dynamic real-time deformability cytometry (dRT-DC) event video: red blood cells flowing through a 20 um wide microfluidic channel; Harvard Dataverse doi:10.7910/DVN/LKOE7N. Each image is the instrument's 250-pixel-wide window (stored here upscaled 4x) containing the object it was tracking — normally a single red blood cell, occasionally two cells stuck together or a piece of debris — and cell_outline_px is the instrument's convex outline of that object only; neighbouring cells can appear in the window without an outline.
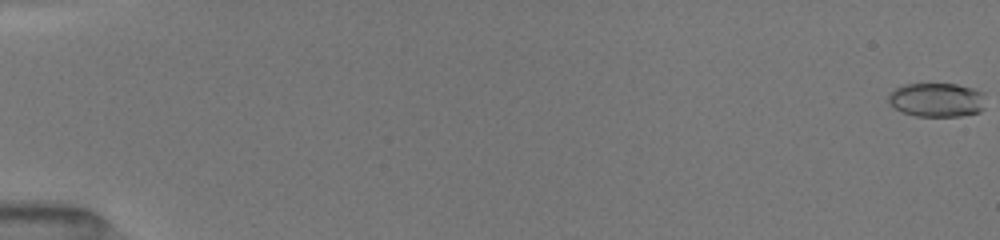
{"species": "common noctule bat (a hibernating species)", "species_latin": "Nyctalus noctula", "temperature_condition": "room temperature", "stored_images_in_passage": 37, "camera_frame_rate_fps": 3000, "um_per_image_px": 0.085, "animal": {"sex": "female", "body_mass_g": 19.5, "forearm_length_mm": 54.1}, "frame": {"image": 1, "passage_image": 1, "time_ms": 0.0, "image_size_px": [1000, 240], "cell_outline_px": [[984, 108], [980, 112], [960, 116], [916, 116], [904, 112], [896, 108], [888, 100], [888, 92], [904, 84], [956, 84], [972, 88], [984, 92]], "centroid_in_image_um": [79.65, 8.48], "position_along_channel_um": 5.4, "area_um2": 19.31}}
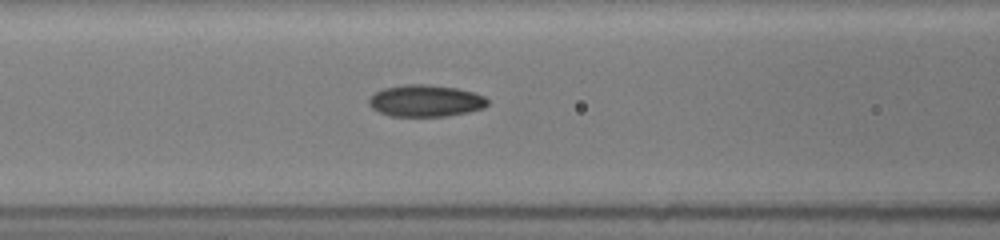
{"frame": {"image": 2, "passage_image": 21, "time_ms": 7.667, "image_size_px": [1000, 240], "cell_outline_px": [[488, 104], [484, 108], [468, 112], [448, 116], [392, 116], [380, 112], [372, 108], [368, 104], [368, 100], [376, 92], [384, 88], [404, 84], [428, 84], [456, 88], [472, 92], [484, 96], [488, 100]], "centroid_in_image_um": [36.18, 8.57], "position_along_channel_um": 130.4, "area_um2": 21.96}}
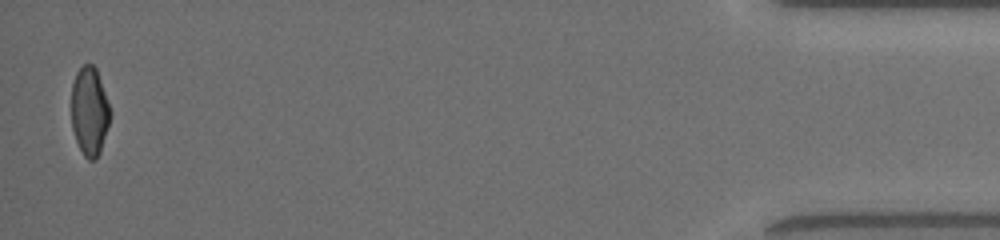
{"frame": {"image": 3, "passage_image": 37, "time_ms": 17.0, "image_size_px": [1000, 240], "cell_outline_px": [[112, 112], [100, 152], [96, 160], [88, 160], [84, 156], [76, 140], [72, 128], [72, 84], [76, 72], [84, 64], [92, 64], [96, 68]], "centroid_in_image_um": [7.62, 9.46], "position_along_channel_um": 427.6, "area_um2": 20.0}, "authors_computed_cell_mechanics": {"area_um2": 20.6346, "velocity_mm_per_s": 4.0504, "shape_relaxation_time_tau1_ms": null, "shape_relaxation_time_tau2_ms": 2.5007, "deformation_change_tau1": null, "deformation_change_tau2": 0.0781}}